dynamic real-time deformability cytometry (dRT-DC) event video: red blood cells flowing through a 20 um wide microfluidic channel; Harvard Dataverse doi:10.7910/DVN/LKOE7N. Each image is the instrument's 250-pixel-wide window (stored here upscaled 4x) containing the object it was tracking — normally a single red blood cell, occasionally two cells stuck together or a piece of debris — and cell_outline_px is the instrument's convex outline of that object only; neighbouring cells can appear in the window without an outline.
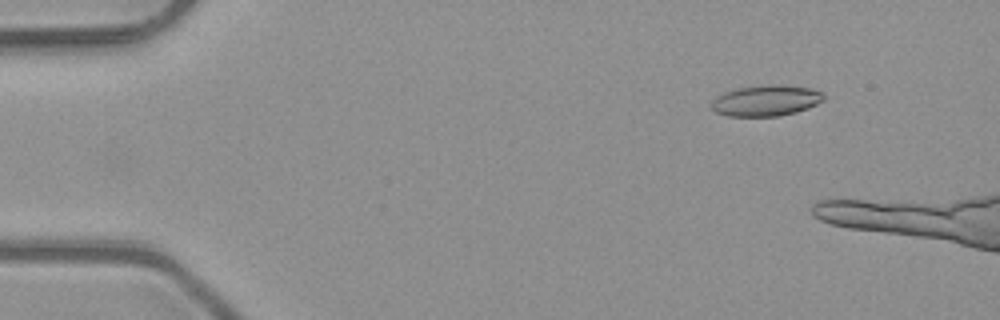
{"species": "common noctule bat (a hibernating species)", "species_latin": "Nyctalus noctula", "temperature_condition": "room temperature", "stored_images_in_passage": 5, "segment_of_instrument_passage": [2, 2], "camera_frame_rate_fps": 3000, "um_per_image_px": 0.085, "animal": {"sex": "male", "body_mass_g": 23.1, "forearm_length_mm": 52.7}, "frame": {"image": 1, "passage_image": 5, "time_ms": 1.333, "image_size_px": [1000, 320], "cell_outline_px": [[824, 100], [808, 108], [796, 112], [780, 116], [728, 116], [716, 112], [712, 108], [712, 100], [716, 96], [724, 92], [736, 88], [772, 84], [808, 88], [820, 92], [824, 96]], "centroid_in_image_um": [65.08, 8.56], "position_along_channel_um": 19.9, "area_um2": 20.06}}